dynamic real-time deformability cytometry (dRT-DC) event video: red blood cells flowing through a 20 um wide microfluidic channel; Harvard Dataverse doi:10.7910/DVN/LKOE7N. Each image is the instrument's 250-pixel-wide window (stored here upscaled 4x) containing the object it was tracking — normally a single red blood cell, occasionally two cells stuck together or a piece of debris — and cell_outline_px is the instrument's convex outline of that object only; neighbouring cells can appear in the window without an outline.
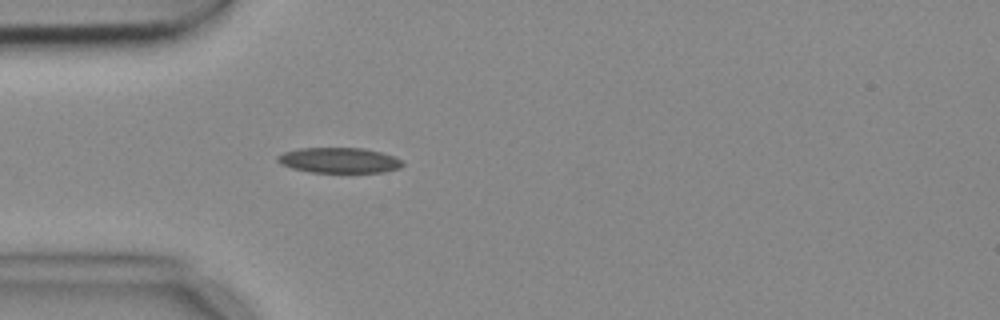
{"species": "common noctule bat (a hibernating species)", "species_latin": "Nyctalus noctula", "temperature_condition": "cold", "stored_images_in_passage": 3, "camera_frame_rate_fps": 3000, "um_per_image_px": 0.085, "animal": {"sex": "female", "body_mass_g": 18.4}, "frame": {"image": 1, "passage_image": 3, "time_ms": 0.667, "image_size_px": [1000, 320], "cell_outline_px": [[404, 164], [400, 168], [384, 172], [312, 172], [292, 168], [280, 164], [276, 160], [276, 156], [284, 152], [300, 148], [364, 148], [380, 152], [404, 160]], "centroid_in_image_um": [28.83, 13.62], "position_along_channel_um": 56.2, "area_um2": 18.5}}